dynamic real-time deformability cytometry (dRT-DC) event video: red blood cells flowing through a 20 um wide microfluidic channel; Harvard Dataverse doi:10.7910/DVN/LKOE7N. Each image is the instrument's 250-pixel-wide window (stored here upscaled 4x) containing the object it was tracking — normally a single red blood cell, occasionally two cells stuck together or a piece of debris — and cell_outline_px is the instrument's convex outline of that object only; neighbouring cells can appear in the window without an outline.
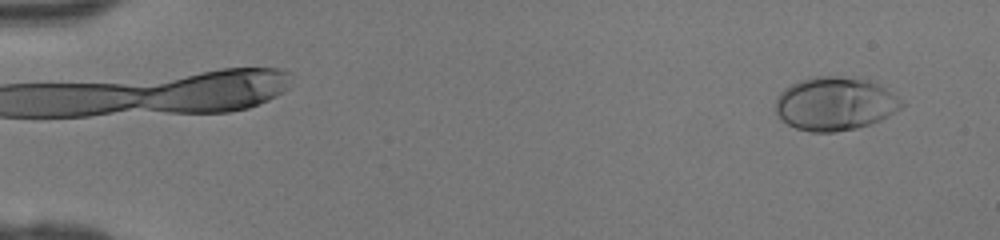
{"species": "human", "species_latin": "Homo sapiens", "temperature_condition": "room temperature", "stored_images_in_passage": 46, "camera_frame_rate_fps": 3000, "um_per_image_px": 0.085, "donor": {"sex": "female"}, "frame": {"image": 1, "passage_image": 3, "time_ms": 0.667, "image_size_px": [1000, 240], "cell_outline_px": [[904, 104], [900, 108], [888, 116], [880, 120], [856, 128], [836, 132], [812, 132], [796, 128], [788, 124], [776, 112], [776, 96], [784, 88], [800, 80], [816, 76], [840, 76], [868, 80], [884, 88], [896, 96]], "centroid_in_image_um": [70.94, 8.82], "position_along_channel_um": 14.1, "area_um2": 38.84}}
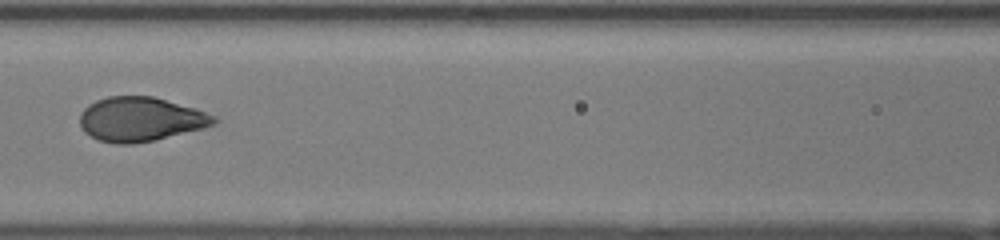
{"frame": {"image": 2, "passage_image": 22, "time_ms": 7.0, "image_size_px": [1000, 240], "cell_outline_px": [[216, 120], [212, 124], [204, 128], [156, 140], [132, 144], [116, 144], [100, 140], [84, 132], [80, 124], [80, 112], [88, 104], [96, 100], [108, 96], [152, 96], [192, 108], [204, 112], [212, 116]], "centroid_in_image_um": [11.87, 10.14], "position_along_channel_um": 154.7, "area_um2": 34.22}}
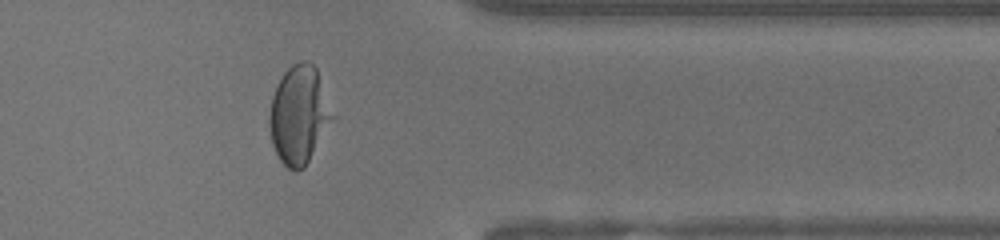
{"frame": {"image": 3, "passage_image": 38, "time_ms": 12.333, "image_size_px": [1000, 240], "cell_outline_px": [[336, 116], [304, 168], [296, 172], [288, 168], [280, 160], [272, 144], [268, 124], [268, 116], [272, 96], [276, 84], [284, 72], [292, 64], [300, 60], [308, 60], [316, 68]], "centroid_in_image_um": [25.42, 9.75], "position_along_channel_um": 386.0, "area_um2": 36.47}}